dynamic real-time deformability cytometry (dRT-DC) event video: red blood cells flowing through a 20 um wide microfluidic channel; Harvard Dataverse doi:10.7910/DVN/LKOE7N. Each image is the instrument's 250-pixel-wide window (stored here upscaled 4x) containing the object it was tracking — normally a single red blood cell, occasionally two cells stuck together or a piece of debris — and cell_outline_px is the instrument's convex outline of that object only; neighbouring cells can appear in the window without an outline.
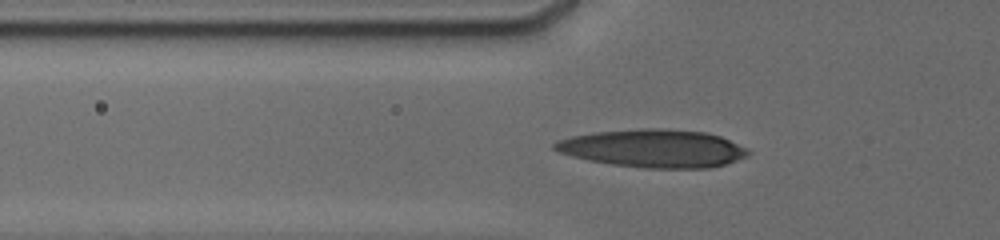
{"species": "human", "species_latin": "Homo sapiens", "temperature_condition": "cold", "stored_images_in_passage": 43, "camera_frame_rate_fps": 3000, "um_per_image_px": 0.085, "donor": {"sex": "male"}, "frame": {"image": 1, "passage_image": 29, "time_ms": 6.667, "image_size_px": [1000, 240], "cell_outline_px": [[752, 152], [748, 156], [724, 164], [708, 168], [644, 168], [612, 164], [588, 160], [572, 156], [560, 152], [552, 148], [552, 144], [560, 140], [572, 136], [596, 132], [644, 128], [664, 128], [704, 132], [720, 136], [748, 148]], "centroid_in_image_um": [55.56, 12.61], "position_along_channel_um": 70.2, "area_um2": 42.71}}
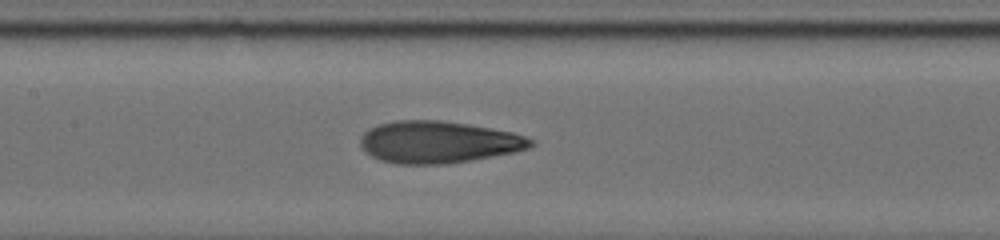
{"frame": {"image": 2, "passage_image": 37, "time_ms": 9.333, "image_size_px": [1000, 240], "cell_outline_px": [[536, 144], [528, 148], [512, 152], [472, 160], [444, 164], [396, 164], [380, 160], [372, 156], [360, 144], [360, 136], [364, 132], [380, 124], [396, 120], [440, 120], [468, 124], [512, 132], [536, 140]], "centroid_in_image_um": [37.27, 12.08], "position_along_channel_um": 170.1, "area_um2": 41.5}}
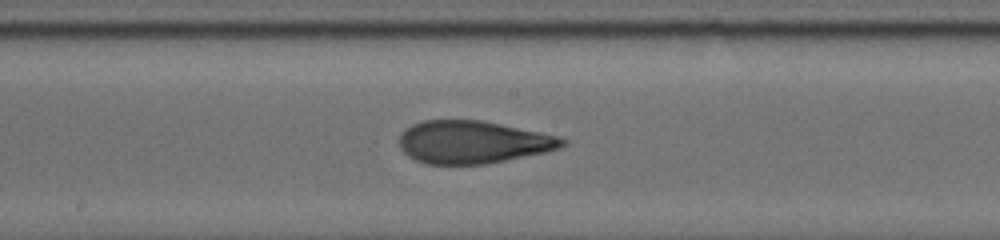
{"frame": {"image": 3, "passage_image": 42, "time_ms": 10.333, "image_size_px": [1000, 240], "cell_outline_px": [[568, 144], [560, 148], [544, 152], [488, 164], [428, 164], [416, 160], [408, 156], [400, 148], [400, 136], [412, 124], [424, 120], [480, 120], [540, 132], [556, 136], [568, 140]], "centroid_in_image_um": [40.21, 12.08], "position_along_channel_um": 208.0, "area_um2": 40.29}}